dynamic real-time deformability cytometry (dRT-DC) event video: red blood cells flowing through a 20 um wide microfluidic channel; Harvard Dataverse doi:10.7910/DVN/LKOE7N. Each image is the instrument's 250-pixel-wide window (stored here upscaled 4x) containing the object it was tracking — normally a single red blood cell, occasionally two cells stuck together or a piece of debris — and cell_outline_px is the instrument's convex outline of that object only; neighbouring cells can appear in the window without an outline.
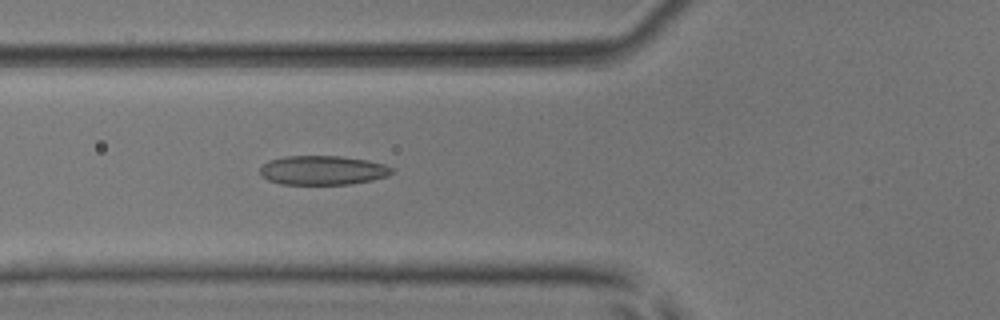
{"species": "common noctule bat (a hibernating species)", "species_latin": "Nyctalus noctula", "temperature_condition": "room temperature", "stored_images_in_passage": 52, "camera_frame_rate_fps": 3000, "um_per_image_px": 0.085, "animal": {"sex": "male", "body_mass_g": 17.9, "forearm_length_mm": 54.2}, "frame": {"image": 1, "passage_image": 19, "time_ms": 6.0, "image_size_px": [1000, 320], "cell_outline_px": [[392, 172], [388, 176], [372, 180], [348, 184], [280, 184], [268, 180], [260, 172], [260, 168], [268, 160], [284, 156], [340, 156], [368, 160], [384, 164], [392, 168]], "centroid_in_image_um": [27.43, 14.47], "position_along_channel_um": 98.4, "area_um2": 22.37}}
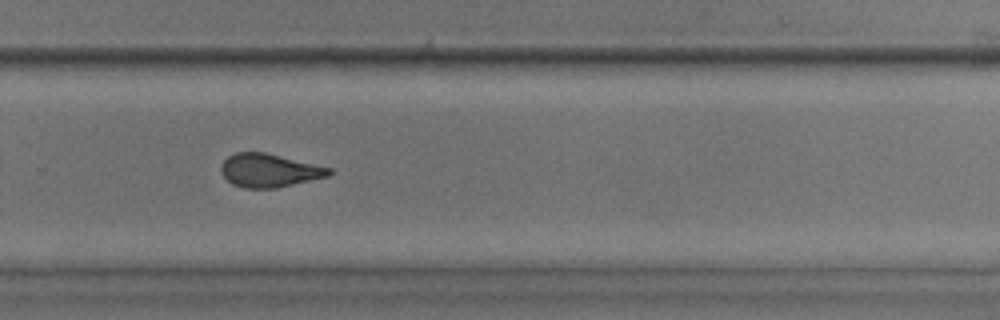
{"frame": {"image": 2, "passage_image": 35, "time_ms": 11.333, "image_size_px": [1000, 320], "cell_outline_px": [[332, 172], [328, 176], [276, 188], [244, 188], [232, 184], [220, 172], [220, 164], [228, 156], [236, 152], [264, 152], [332, 168]], "centroid_in_image_um": [22.85, 14.48], "position_along_channel_um": 306.9, "area_um2": 20.92}}
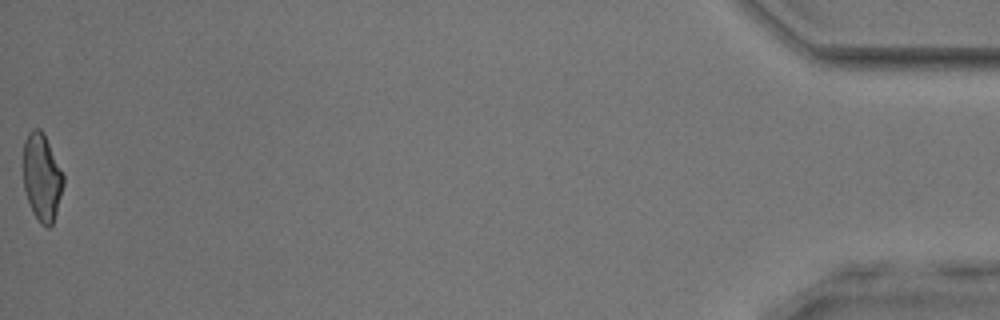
{"frame": {"image": 3, "passage_image": 52, "time_ms": 17.0, "image_size_px": [1000, 320], "cell_outline_px": [[64, 184], [56, 212], [52, 224], [48, 228], [40, 224], [32, 212], [24, 188], [24, 140], [28, 132], [32, 128], [40, 128], [44, 132], [64, 176]], "centroid_in_image_um": [3.56, 15.05], "position_along_channel_um": 431.6, "area_um2": 20.4}, "authors_computed_cell_mechanics": {"area_um2": 21.5016, "velocity_mm_per_s": 3.9132, "shape_relaxation_time_tau1_ms": 6.355, "shape_relaxation_time_tau2_ms": 1.8042, "deformation_change_tau1": 0.174, "deformation_change_tau2": 0.0995}}